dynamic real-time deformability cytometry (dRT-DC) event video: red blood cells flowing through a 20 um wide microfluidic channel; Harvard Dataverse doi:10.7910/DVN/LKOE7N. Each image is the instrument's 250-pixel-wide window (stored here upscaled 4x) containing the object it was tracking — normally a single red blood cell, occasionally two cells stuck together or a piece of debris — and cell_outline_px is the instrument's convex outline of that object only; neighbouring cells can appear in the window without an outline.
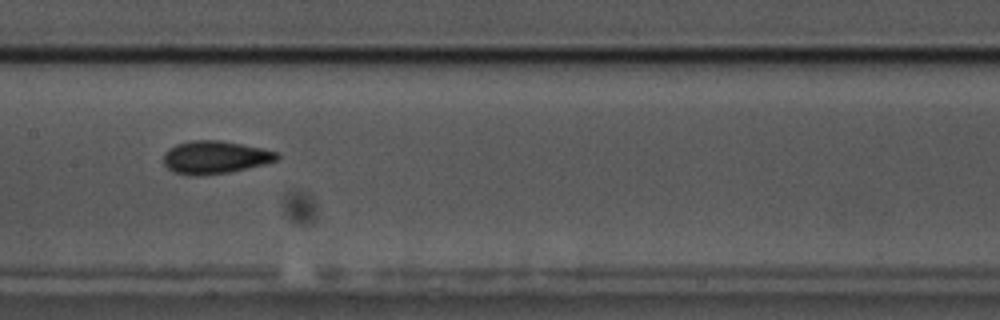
{"species": "common noctule bat (a hibernating species)", "species_latin": "Nyctalus noctula", "temperature_condition": "cold", "stored_images_in_passage": 42, "camera_frame_rate_fps": 3000, "um_per_image_px": 0.085, "animal": {"sex": "male", "body_mass_g": 17.5, "forearm_length_mm": 52.3}, "frame": {"image": 1, "passage_image": 14, "time_ms": 4.333, "image_size_px": [1000, 320], "cell_outline_px": [[280, 156], [276, 160], [264, 164], [228, 172], [200, 176], [188, 176], [172, 172], [164, 164], [164, 152], [168, 148], [176, 144], [188, 140], [220, 140], [280, 152]], "centroid_in_image_um": [18.23, 13.37], "position_along_channel_um": 189.2, "area_um2": 21.85}}
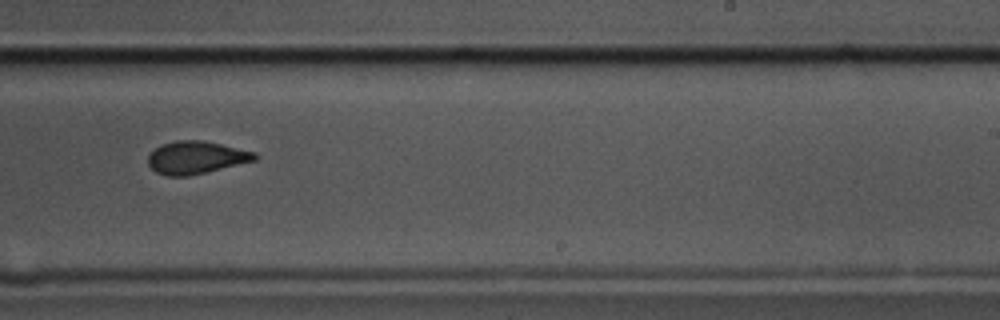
{"frame": {"image": 2, "passage_image": 21, "time_ms": 6.667, "image_size_px": [1000, 320], "cell_outline_px": [[260, 156], [256, 160], [188, 176], [168, 176], [156, 172], [148, 164], [148, 156], [160, 144], [176, 140], [204, 140], [256, 152]], "centroid_in_image_um": [16.68, 13.38], "position_along_channel_um": 272.3, "area_um2": 20.29}}
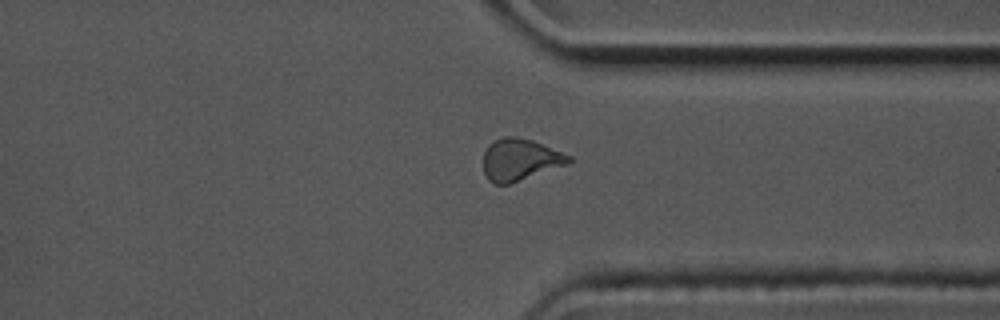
{"frame": {"image": 3, "passage_image": 29, "time_ms": 9.333, "image_size_px": [1000, 320], "cell_outline_px": [[572, 160], [568, 164], [508, 184], [496, 184], [488, 180], [484, 172], [484, 152], [488, 144], [504, 136], [516, 136], [532, 140], [572, 156]], "centroid_in_image_um": [44.19, 13.56], "position_along_channel_um": 367.2, "area_um2": 20.69}, "authors_computed_cell_mechanics": {"area_um2": 21.1837, "velocity_mm_per_s": 3.5765, "shape_relaxation_time_tau1_ms": 3.3169, "shape_relaxation_time_tau2_ms": 1.9624, "deformation_change_tau1": 0.1052, "deformation_change_tau2": 0.057}}